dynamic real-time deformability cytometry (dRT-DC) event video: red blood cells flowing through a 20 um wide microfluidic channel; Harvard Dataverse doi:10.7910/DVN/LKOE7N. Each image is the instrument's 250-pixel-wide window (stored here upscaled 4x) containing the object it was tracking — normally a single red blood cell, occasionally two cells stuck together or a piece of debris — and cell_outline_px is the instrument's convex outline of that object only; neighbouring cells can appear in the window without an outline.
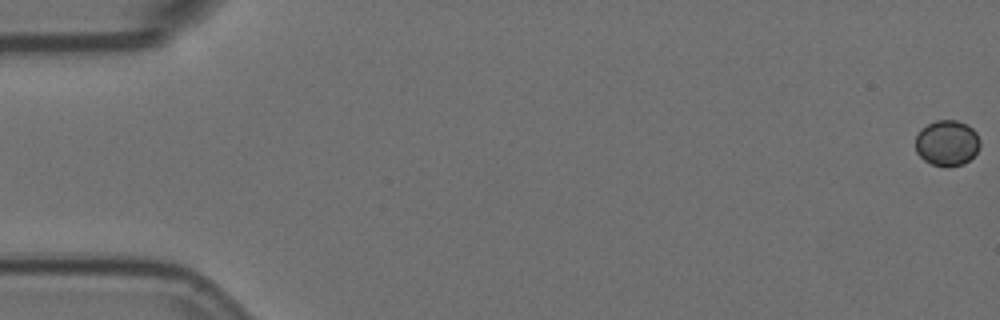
{"species": "Egyptian fruit bat (a non-hibernating species)", "species_latin": "Rousettus aegyptiacus", "temperature_condition": "room temperature", "stored_images_in_passage": 9, "camera_frame_rate_fps": 3000, "um_per_image_px": 0.085, "animal": {"sex": "female"}, "frame": {"image": 1, "passage_image": 1, "time_ms": 0.0, "image_size_px": [1000, 320], "cell_outline_px": [[980, 144], [976, 152], [964, 164], [948, 168], [932, 164], [924, 160], [916, 152], [916, 136], [920, 128], [936, 120], [956, 120], [968, 124], [976, 132], [980, 140]], "centroid_in_image_um": [80.49, 12.15], "position_along_channel_um": 4.5, "area_um2": 17.34}}
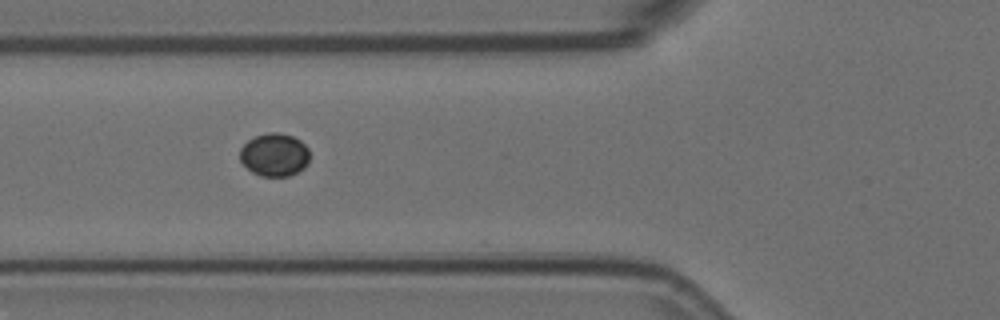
{"frame": {"image": 2, "passage_image": 7, "time_ms": 2.0, "image_size_px": [1000, 320], "cell_outline_px": [[308, 164], [304, 168], [288, 176], [260, 176], [252, 172], [240, 160], [240, 148], [248, 140], [256, 136], [268, 132], [276, 132], [292, 136], [300, 140], [308, 148]], "centroid_in_image_um": [23.32, 13.15], "position_along_channel_um": 102.5, "area_um2": 17.4}}
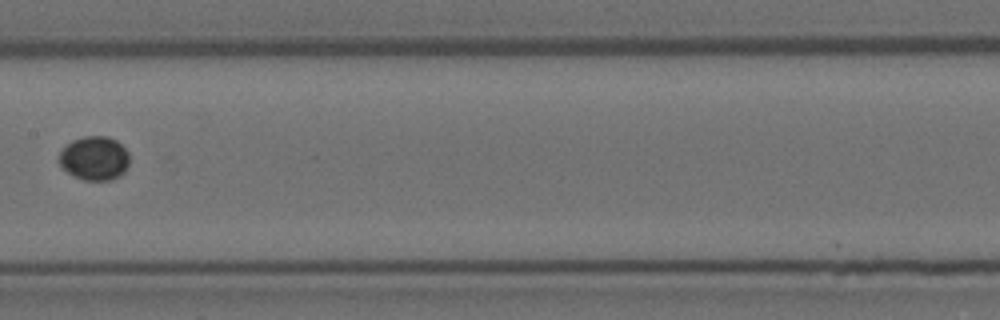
{"frame": {"image": 3, "passage_image": 9, "time_ms": 2.667, "image_size_px": [1000, 320], "cell_outline_px": [[128, 164], [124, 172], [120, 176], [112, 180], [84, 180], [72, 176], [60, 164], [60, 152], [72, 140], [84, 136], [108, 136], [116, 140], [128, 152]], "centroid_in_image_um": [8.04, 13.46], "position_along_channel_um": 199.4, "area_um2": 17.92}}